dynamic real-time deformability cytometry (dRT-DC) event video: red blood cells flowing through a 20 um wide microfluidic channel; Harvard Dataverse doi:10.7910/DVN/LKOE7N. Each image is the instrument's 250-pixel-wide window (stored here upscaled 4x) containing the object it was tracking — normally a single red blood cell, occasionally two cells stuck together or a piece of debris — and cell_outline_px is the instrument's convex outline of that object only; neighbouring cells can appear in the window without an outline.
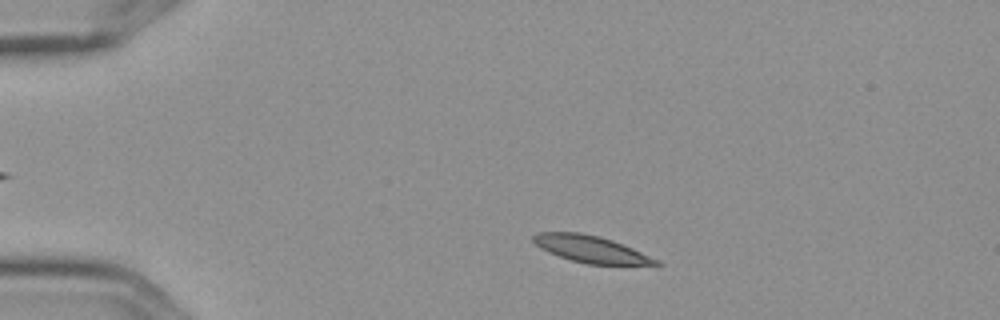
{"species": "Egyptian fruit bat (a non-hibernating species)", "species_latin": "Rousettus aegyptiacus", "temperature_condition": "cold", "stored_images_in_passage": 6, "camera_frame_rate_fps": 3000, "um_per_image_px": 0.085, "frame": {"image": 1, "passage_image": 1, "time_ms": 0.0, "image_size_px": [1000, 320], "cell_outline_px": [[664, 264], [588, 264], [572, 260], [548, 252], [540, 248], [532, 240], [532, 236], [536, 232], [580, 232], [600, 236], [612, 240], [632, 248], [660, 260]], "centroid_in_image_um": [50.2, 21.16], "position_along_channel_um": 34.8, "area_um2": 19.02}}
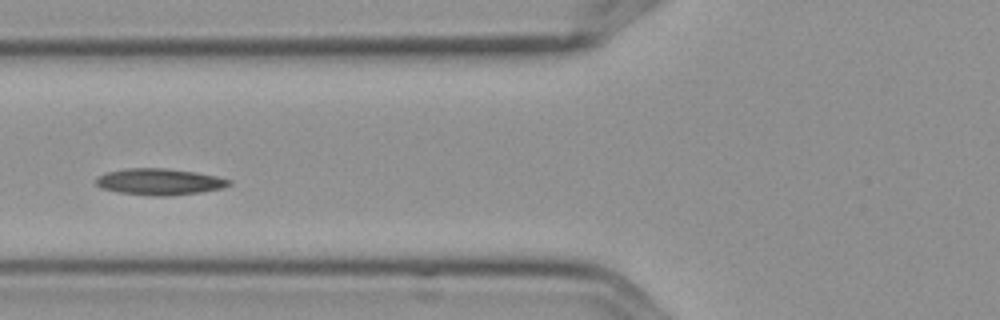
{"frame": {"image": 2, "passage_image": 4, "time_ms": 1.0, "image_size_px": [1000, 320], "cell_outline_px": [[232, 184], [224, 188], [200, 192], [168, 196], [152, 196], [120, 192], [100, 188], [96, 184], [96, 180], [100, 176], [108, 172], [128, 168], [164, 168], [196, 172], [216, 176], [232, 180]], "centroid_in_image_um": [13.6, 15.45], "position_along_channel_um": 112.2, "area_um2": 20.4}}
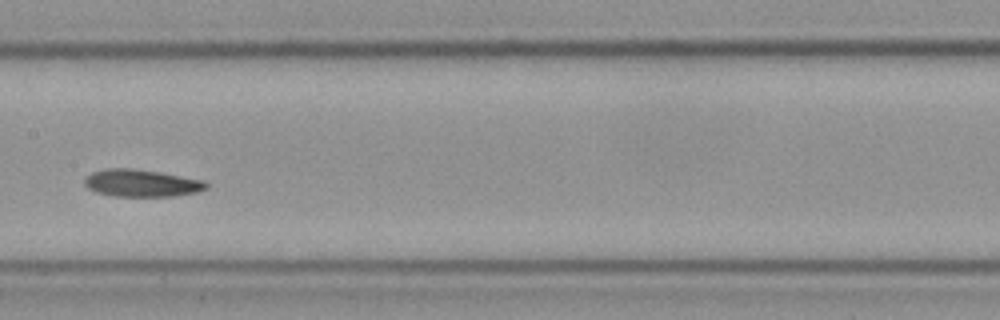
{"frame": {"image": 3, "passage_image": 6, "time_ms": 1.667, "image_size_px": [1000, 320], "cell_outline_px": [[208, 188], [196, 192], [172, 196], [116, 196], [96, 192], [88, 188], [84, 184], [84, 180], [92, 172], [104, 168], [132, 168], [160, 172], [204, 180], [208, 184]], "centroid_in_image_um": [12.03, 15.55], "position_along_channel_um": 195.4, "area_um2": 19.31}}